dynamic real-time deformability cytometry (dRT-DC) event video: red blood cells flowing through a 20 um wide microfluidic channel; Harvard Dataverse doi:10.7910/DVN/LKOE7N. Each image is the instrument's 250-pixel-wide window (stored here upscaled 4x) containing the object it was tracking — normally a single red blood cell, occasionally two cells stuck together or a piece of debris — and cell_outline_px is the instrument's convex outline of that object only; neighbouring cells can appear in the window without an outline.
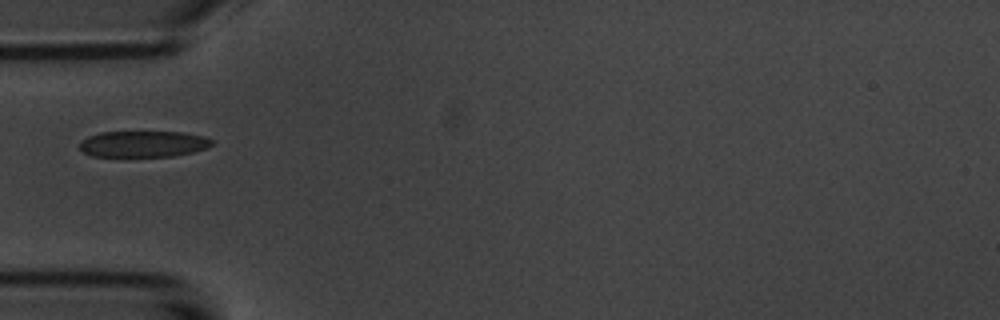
{"species": "common noctule bat (a hibernating species)", "species_latin": "Nyctalus noctula", "temperature_condition": "room temperature", "stored_images_in_passage": 9, "camera_frame_rate_fps": 3000, "um_per_image_px": 0.085, "animal": {"sex": "male", "body_mass_g": 20.1, "forearm_length_mm": 53.5}, "frame": {"image": 1, "passage_image": 6, "time_ms": 5.667, "image_size_px": [1000, 320], "cell_outline_px": [[212, 144], [204, 148], [192, 152], [172, 156], [92, 156], [84, 152], [80, 148], [80, 144], [88, 136], [100, 132], [184, 132], [204, 136], [212, 140]], "centroid_in_image_um": [12.18, 12.23], "position_along_channel_um": 72.8, "area_um2": 19.94}}
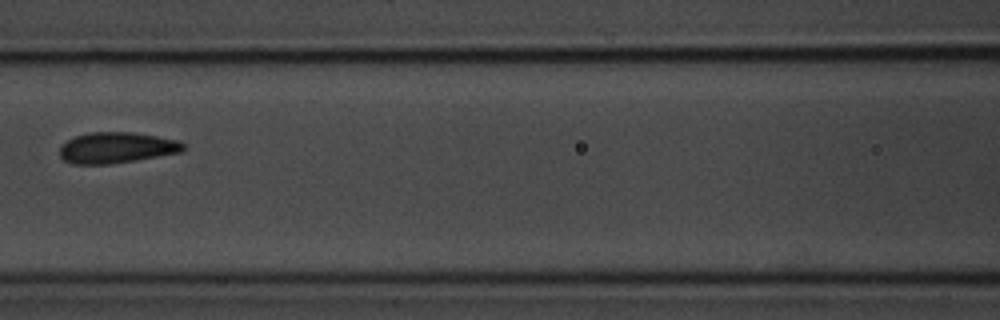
{"frame": {"image": 2, "passage_image": 8, "time_ms": 8.0, "image_size_px": [1000, 320], "cell_outline_px": [[184, 148], [180, 152], [108, 164], [72, 164], [64, 160], [60, 156], [60, 144], [76, 136], [88, 132], [132, 132], [156, 136], [176, 140], [184, 144]], "centroid_in_image_um": [9.84, 12.54], "position_along_channel_um": 156.8, "area_um2": 21.96}}
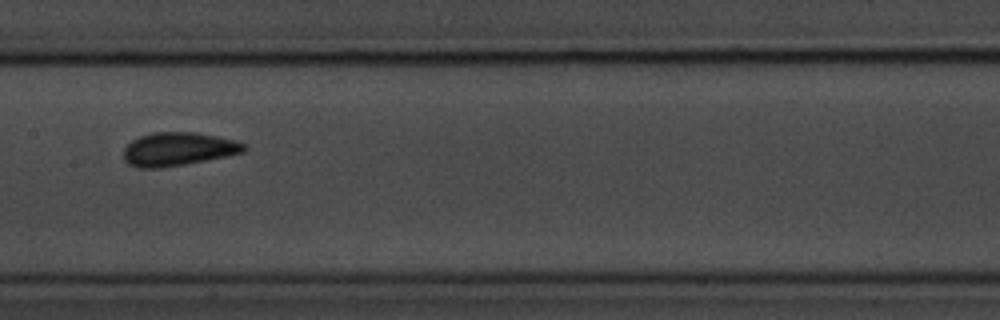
{"frame": {"image": 3, "passage_image": 9, "time_ms": 9.0, "image_size_px": [1000, 320], "cell_outline_px": [[248, 148], [244, 152], [184, 164], [160, 168], [136, 168], [128, 164], [124, 160], [124, 148], [132, 140], [140, 136], [152, 132], [196, 132], [236, 140], [248, 144]], "centroid_in_image_um": [15.14, 12.66], "position_along_channel_um": 192.3, "area_um2": 23.52}}